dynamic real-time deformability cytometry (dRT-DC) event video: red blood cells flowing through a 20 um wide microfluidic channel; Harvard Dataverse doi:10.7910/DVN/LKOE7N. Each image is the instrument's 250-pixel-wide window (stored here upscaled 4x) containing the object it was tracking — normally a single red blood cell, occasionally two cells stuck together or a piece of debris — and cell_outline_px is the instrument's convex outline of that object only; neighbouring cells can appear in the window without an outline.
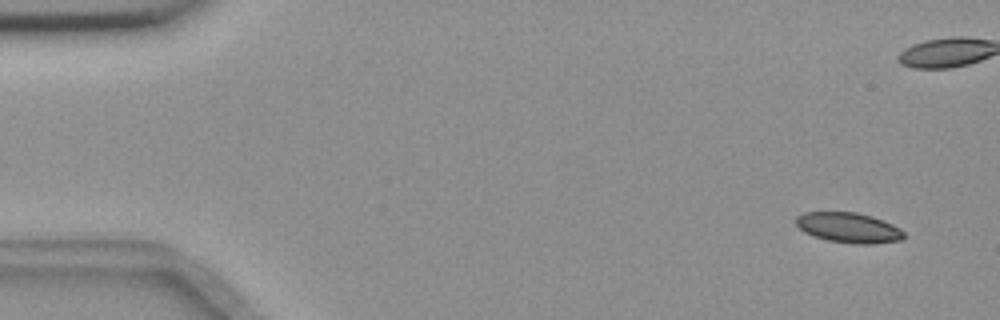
{"species": "common noctule bat (a hibernating species)", "species_latin": "Nyctalus noctula", "temperature_condition": "room temperature", "stored_images_in_passage": 5, "camera_frame_rate_fps": 3000, "um_per_image_px": 0.085, "animal": {"sex": "female", "body_mass_g": 18.4}, "frame": {"image": 1, "passage_image": 1, "time_ms": 0.0, "image_size_px": [1000, 320], "cell_outline_px": [[904, 240], [872, 244], [856, 244], [828, 240], [804, 232], [796, 224], [796, 216], [804, 212], [856, 212], [872, 216], [884, 220], [900, 228], [904, 232]], "centroid_in_image_um": [72.17, 19.35], "position_along_channel_um": 12.8, "area_um2": 19.02}}
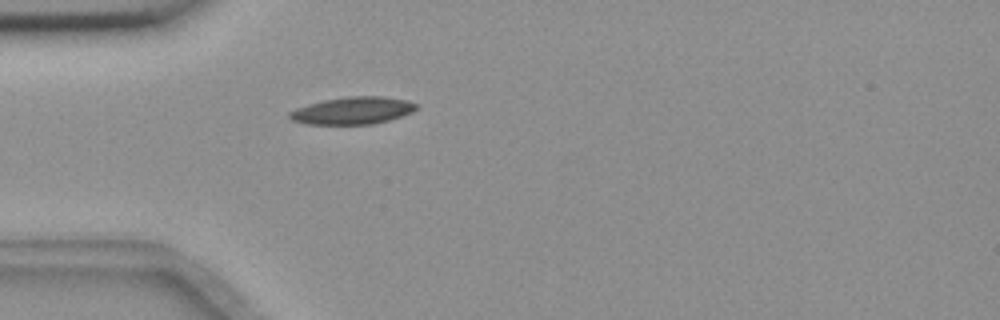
{"frame": {"image": 2, "passage_image": 5, "time_ms": 1.333, "image_size_px": [1000, 320], "cell_outline_px": [[420, 108], [412, 112], [388, 120], [372, 124], [308, 124], [292, 120], [288, 116], [288, 112], [296, 108], [308, 104], [324, 100], [348, 96], [384, 96], [408, 100], [416, 104]], "centroid_in_image_um": [29.99, 9.39], "position_along_channel_um": 55.0, "area_um2": 20.17}}